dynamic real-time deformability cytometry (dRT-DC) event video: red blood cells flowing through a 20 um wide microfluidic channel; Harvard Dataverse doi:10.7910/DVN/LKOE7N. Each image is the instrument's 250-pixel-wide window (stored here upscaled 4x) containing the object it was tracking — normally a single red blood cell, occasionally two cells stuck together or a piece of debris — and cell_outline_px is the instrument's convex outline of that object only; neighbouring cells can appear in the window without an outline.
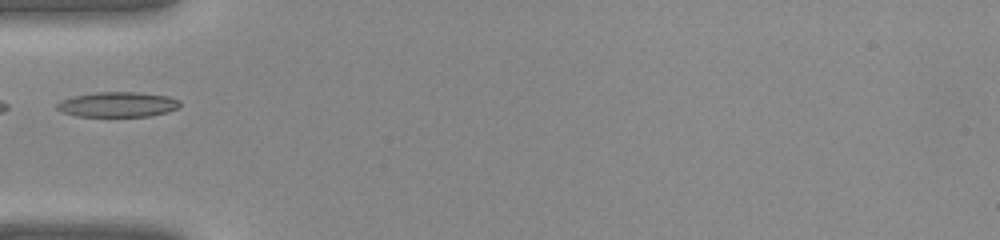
{"species": "common noctule bat (a hibernating species)", "species_latin": "Nyctalus noctula", "temperature_condition": "warm", "stored_images_in_passage": 28, "camera_frame_rate_fps": 3000, "um_per_image_px": 0.085, "animal": {"sex": "female", "body_mass_g": 22.0, "forearm_length_mm": 56.7}, "frame": {"image": 1, "passage_image": 1, "time_ms": 0.0, "image_size_px": [1000, 240], "cell_outline_px": [[180, 104], [176, 108], [168, 112], [152, 116], [76, 116], [60, 112], [56, 108], [56, 104], [60, 100], [72, 96], [96, 92], [136, 92], [168, 96], [180, 100]], "centroid_in_image_um": [9.97, 8.88], "position_along_channel_um": 75.0, "area_um2": 18.09}}
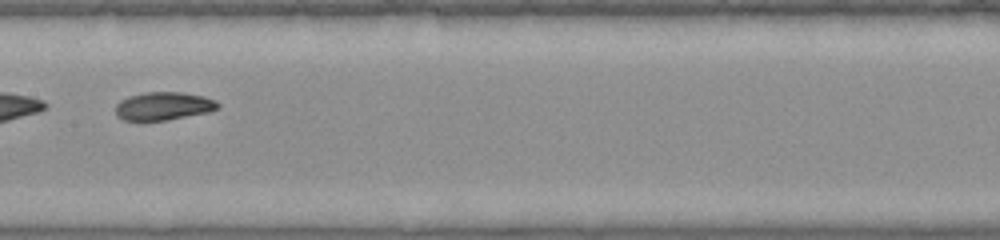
{"frame": {"image": 2, "passage_image": 8, "time_ms": 2.333, "image_size_px": [1000, 240], "cell_outline_px": [[220, 104], [216, 108], [208, 112], [168, 120], [124, 120], [116, 116], [116, 104], [120, 100], [128, 96], [144, 92], [184, 92], [204, 96], [216, 100]], "centroid_in_image_um": [13.88, 9.0], "position_along_channel_um": 193.5, "area_um2": 16.82}}
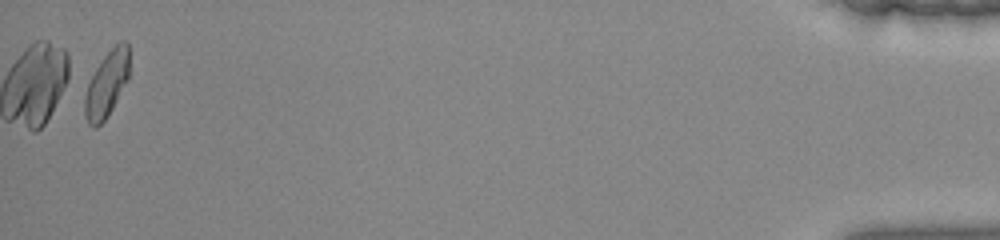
{"frame": {"image": 3, "passage_image": 27, "time_ms": 8.667, "image_size_px": [1000, 240], "cell_outline_px": [[128, 80], [112, 108], [104, 120], [96, 128], [92, 128], [88, 124], [84, 116], [84, 96], [88, 84], [96, 68], [104, 56], [120, 40], [124, 40], [128, 44]], "centroid_in_image_um": [9.05, 7.18], "position_along_channel_um": 426.2, "area_um2": 16.94}}